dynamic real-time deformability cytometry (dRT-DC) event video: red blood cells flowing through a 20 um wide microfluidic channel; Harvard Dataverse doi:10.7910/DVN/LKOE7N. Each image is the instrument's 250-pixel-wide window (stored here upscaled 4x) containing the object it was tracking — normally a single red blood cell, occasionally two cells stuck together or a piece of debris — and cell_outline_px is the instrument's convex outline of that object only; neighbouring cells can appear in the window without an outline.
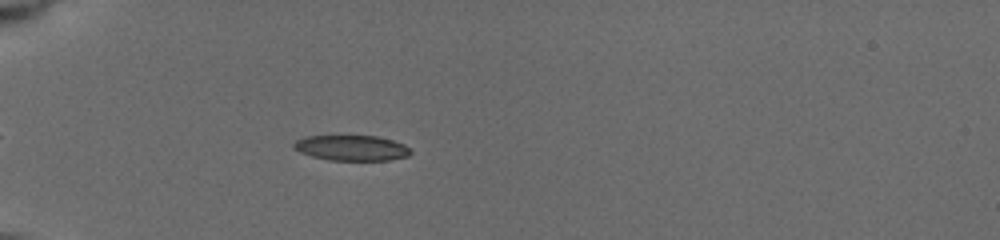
{"species": "common noctule bat (a hibernating species)", "species_latin": "Nyctalus noctula", "temperature_condition": "cold", "stored_images_in_passage": 4, "camera_frame_rate_fps": 3000, "um_per_image_px": 0.085, "animal": {"sex": "female", "body_mass_g": 19.5, "forearm_length_mm": 54.1}, "frame": {"image": 1, "passage_image": 1, "time_ms": 0.0, "image_size_px": [1000, 240], "cell_outline_px": [[412, 152], [408, 156], [388, 160], [328, 160], [312, 156], [300, 152], [292, 148], [292, 144], [296, 140], [304, 136], [376, 136], [392, 140], [404, 144]], "centroid_in_image_um": [29.85, 12.57], "position_along_channel_um": 55.2, "area_um2": 17.28}}